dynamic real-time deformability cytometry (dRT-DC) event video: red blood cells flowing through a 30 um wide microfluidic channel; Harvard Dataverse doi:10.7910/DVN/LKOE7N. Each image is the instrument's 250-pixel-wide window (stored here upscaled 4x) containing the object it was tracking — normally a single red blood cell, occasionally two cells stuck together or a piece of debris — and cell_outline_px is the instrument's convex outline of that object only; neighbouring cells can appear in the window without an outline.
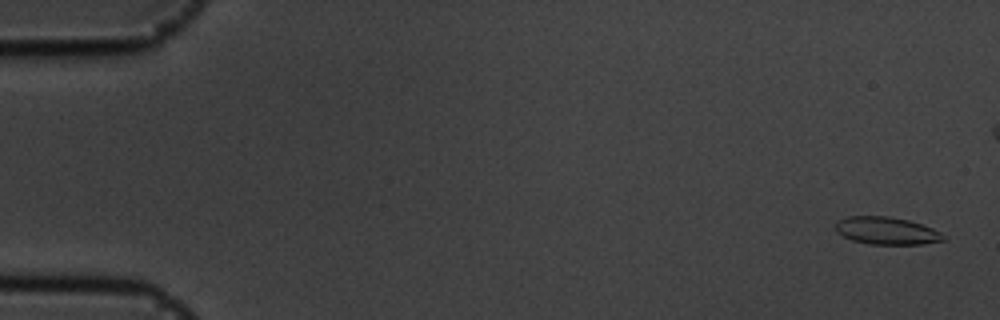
{"species": "common noctule bat (a hibernating species)", "species_latin": "Nyctalus noctula", "temperature_condition": "cold", "stored_images_in_passage": 50, "camera_frame_rate_fps": 3000, "um_per_image_px": 0.085, "animal": {"sex": "male", "body_mass_g": 19.5, "forearm_length_mm": 54.6}, "frame": {"image": 1, "passage_image": 2, "time_ms": 0.333, "image_size_px": [1000, 320], "cell_outline_px": [[944, 240], [920, 244], [868, 244], [852, 240], [836, 232], [836, 220], [848, 216], [888, 216], [908, 220], [932, 228], [940, 232], [944, 236]], "centroid_in_image_um": [75.31, 19.61], "position_along_channel_um": 9.7, "area_um2": 17.17}}
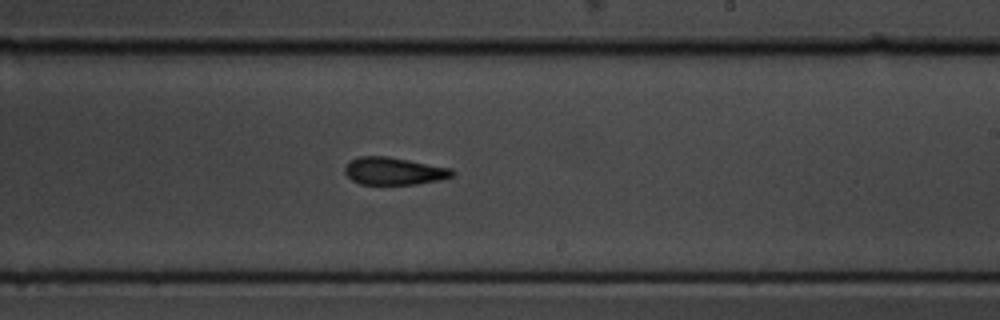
{"frame": {"image": 2, "passage_image": 34, "time_ms": 11.0, "image_size_px": [1000, 320], "cell_outline_px": [[456, 172], [452, 176], [440, 180], [416, 184], [360, 184], [352, 180], [344, 172], [344, 168], [352, 160], [360, 156], [388, 156], [452, 168]], "centroid_in_image_um": [33.51, 14.54], "position_along_channel_um": 255.5, "area_um2": 17.17}}
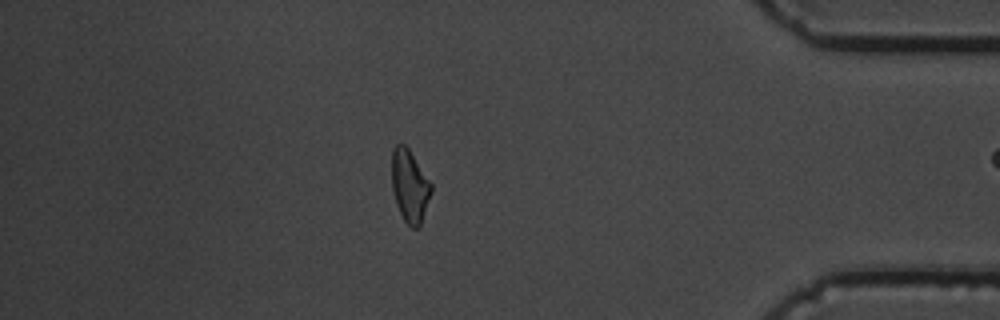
{"frame": {"image": 3, "passage_image": 49, "time_ms": 16.0, "image_size_px": [1000, 320], "cell_outline_px": [[432, 192], [420, 228], [412, 228], [404, 220], [396, 204], [392, 188], [392, 148], [396, 144], [404, 144], [408, 148], [432, 184]], "centroid_in_image_um": [34.83, 15.83], "position_along_channel_um": 400.4, "area_um2": 16.7}}